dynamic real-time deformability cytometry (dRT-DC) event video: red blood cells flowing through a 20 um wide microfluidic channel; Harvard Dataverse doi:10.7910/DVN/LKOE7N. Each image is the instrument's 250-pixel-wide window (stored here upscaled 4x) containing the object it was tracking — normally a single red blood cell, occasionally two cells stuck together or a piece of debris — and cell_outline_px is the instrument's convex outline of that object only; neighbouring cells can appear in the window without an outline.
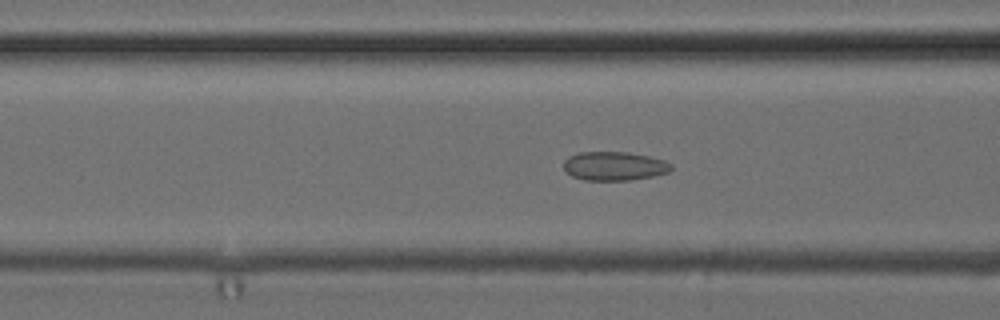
{"species": "common noctule bat (a hibernating species)", "species_latin": "Nyctalus noctula", "temperature_condition": "cold", "stored_images_in_passage": 46, "camera_frame_rate_fps": 3000, "um_per_image_px": 0.085, "animal": {"sex": "female", "body_mass_g": 24.6, "forearm_length_mm": 56.2}, "frame": {"image": 1, "passage_image": 15, "time_ms": 4.667, "image_size_px": [1000, 320], "cell_outline_px": [[672, 168], [668, 172], [652, 176], [632, 180], [584, 180], [572, 176], [564, 168], [564, 160], [568, 156], [580, 152], [628, 152], [648, 156], [664, 160], [672, 164]], "centroid_in_image_um": [52.21, 14.11], "position_along_channel_um": 114.4, "area_um2": 18.03}}
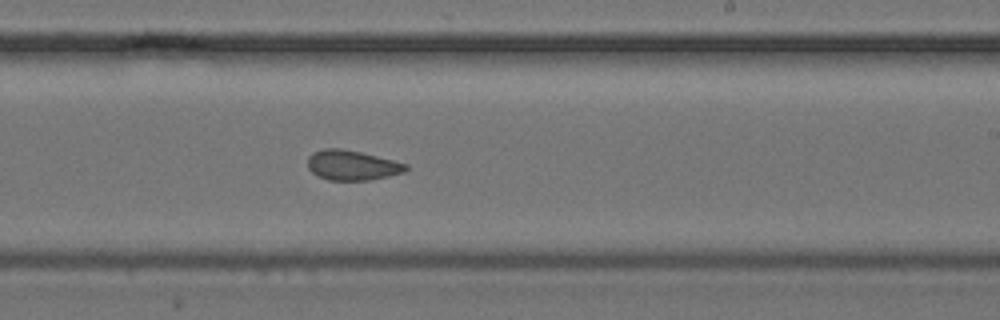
{"frame": {"image": 2, "passage_image": 26, "time_ms": 8.333, "image_size_px": [1000, 320], "cell_outline_px": [[408, 168], [404, 172], [372, 180], [328, 180], [312, 172], [308, 168], [308, 156], [312, 152], [324, 148], [340, 148], [360, 152], [408, 164]], "centroid_in_image_um": [29.91, 14.04], "position_along_channel_um": 259.1, "area_um2": 17.05}}
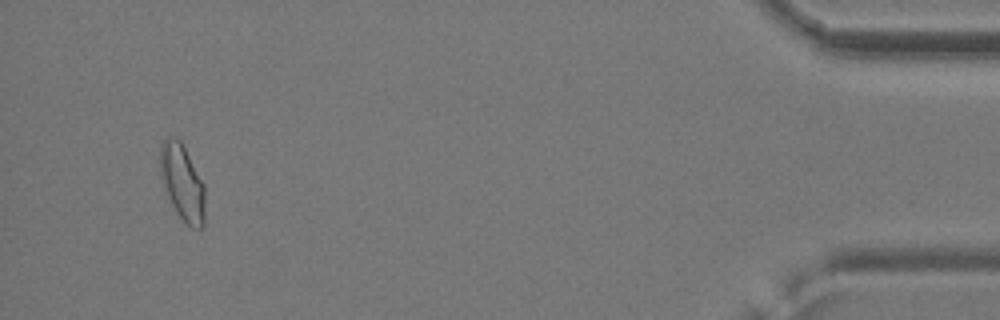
{"frame": {"image": 3, "passage_image": 44, "time_ms": 14.333, "image_size_px": [1000, 320], "cell_outline_px": [[204, 228], [192, 228], [176, 212], [168, 196], [160, 176], [160, 144], [164, 140], [180, 140], [204, 184]], "centroid_in_image_um": [15.5, 15.55], "position_along_channel_um": 419.7, "area_um2": 19.36}, "authors_computed_cell_mechanics": {"area_um2": 17.8313, "velocity_mm_per_s": 3.9443, "shape_relaxation_time_tau1_ms": null, "shape_relaxation_time_tau2_ms": 1.0413, "deformation_change_tau1": null, "deformation_change_tau2": 0.0536}}